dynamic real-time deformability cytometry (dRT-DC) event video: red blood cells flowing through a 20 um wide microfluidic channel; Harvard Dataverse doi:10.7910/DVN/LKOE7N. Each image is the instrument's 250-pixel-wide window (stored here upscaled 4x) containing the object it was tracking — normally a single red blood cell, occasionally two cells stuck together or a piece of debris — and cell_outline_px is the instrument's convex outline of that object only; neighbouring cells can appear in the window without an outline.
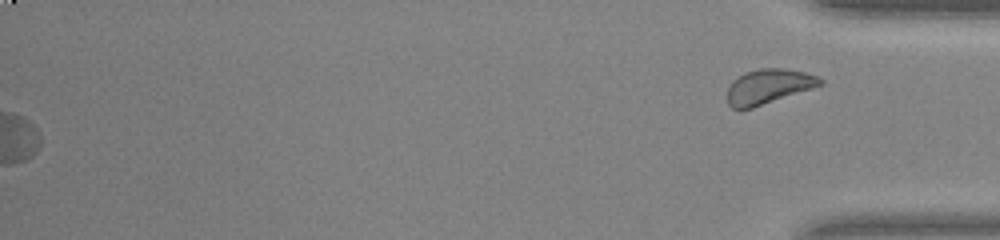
{"species": "common noctule bat (a hibernating species)", "species_latin": "Nyctalus noctula", "temperature_condition": "warm", "stored_images_in_passage": 51, "segment_of_instrument_passage": [2, 2], "camera_frame_rate_fps": 3000, "um_per_image_px": 0.085, "animal": {"sex": "male", "body_mass_g": 20.0, "forearm_length_mm": 53.3}, "frame": {"image": 1, "passage_image": 51, "time_ms": 16.667, "image_size_px": [1000, 240], "cell_outline_px": [[824, 84], [752, 108], [732, 108], [728, 104], [728, 88], [744, 72], [760, 68], [784, 68], [804, 72], [816, 76], [824, 80]], "centroid_in_image_um": [65.35, 7.34], "position_along_channel_um": 369.9, "area_um2": 18.44}}